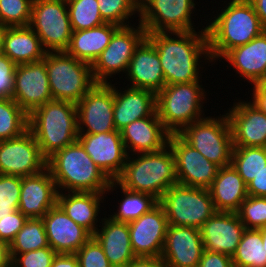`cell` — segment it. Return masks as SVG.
Listing matches in <instances>:
<instances>
[{"instance_id":"obj_1","label":"cell","mask_w":266,"mask_h":267,"mask_svg":"<svg viewBox=\"0 0 266 267\" xmlns=\"http://www.w3.org/2000/svg\"><path fill=\"white\" fill-rule=\"evenodd\" d=\"M198 30L146 34L159 55L165 85L200 81V69H203L200 63L205 60L208 64L212 63L206 27ZM202 58H205L204 61Z\"/></svg>"},{"instance_id":"obj_2","label":"cell","mask_w":266,"mask_h":267,"mask_svg":"<svg viewBox=\"0 0 266 267\" xmlns=\"http://www.w3.org/2000/svg\"><path fill=\"white\" fill-rule=\"evenodd\" d=\"M216 13L206 25L209 52L214 65L229 50L245 45L264 31L249 0H229Z\"/></svg>"},{"instance_id":"obj_3","label":"cell","mask_w":266,"mask_h":267,"mask_svg":"<svg viewBox=\"0 0 266 267\" xmlns=\"http://www.w3.org/2000/svg\"><path fill=\"white\" fill-rule=\"evenodd\" d=\"M47 168L58 192L106 193L111 183L78 140L50 156Z\"/></svg>"},{"instance_id":"obj_4","label":"cell","mask_w":266,"mask_h":267,"mask_svg":"<svg viewBox=\"0 0 266 267\" xmlns=\"http://www.w3.org/2000/svg\"><path fill=\"white\" fill-rule=\"evenodd\" d=\"M115 181L127 190L147 193L159 200L169 187L178 183L173 151L167 144L158 151L128 155Z\"/></svg>"},{"instance_id":"obj_5","label":"cell","mask_w":266,"mask_h":267,"mask_svg":"<svg viewBox=\"0 0 266 267\" xmlns=\"http://www.w3.org/2000/svg\"><path fill=\"white\" fill-rule=\"evenodd\" d=\"M28 129L48 159L56 151L75 142L79 136L76 104L52 100L28 115Z\"/></svg>"},{"instance_id":"obj_6","label":"cell","mask_w":266,"mask_h":267,"mask_svg":"<svg viewBox=\"0 0 266 267\" xmlns=\"http://www.w3.org/2000/svg\"><path fill=\"white\" fill-rule=\"evenodd\" d=\"M200 81L165 85L156 93V112L170 134L203 119L206 91Z\"/></svg>"},{"instance_id":"obj_7","label":"cell","mask_w":266,"mask_h":267,"mask_svg":"<svg viewBox=\"0 0 266 267\" xmlns=\"http://www.w3.org/2000/svg\"><path fill=\"white\" fill-rule=\"evenodd\" d=\"M46 71L53 100L77 104L96 84L92 66L66 51L47 52Z\"/></svg>"},{"instance_id":"obj_8","label":"cell","mask_w":266,"mask_h":267,"mask_svg":"<svg viewBox=\"0 0 266 267\" xmlns=\"http://www.w3.org/2000/svg\"><path fill=\"white\" fill-rule=\"evenodd\" d=\"M178 135L220 168L231 165L233 140L226 112L218 117L206 116L195 121L184 127Z\"/></svg>"},{"instance_id":"obj_9","label":"cell","mask_w":266,"mask_h":267,"mask_svg":"<svg viewBox=\"0 0 266 267\" xmlns=\"http://www.w3.org/2000/svg\"><path fill=\"white\" fill-rule=\"evenodd\" d=\"M158 203L166 214L168 225L200 229L217 212L209 189L178 183L169 187Z\"/></svg>"},{"instance_id":"obj_10","label":"cell","mask_w":266,"mask_h":267,"mask_svg":"<svg viewBox=\"0 0 266 267\" xmlns=\"http://www.w3.org/2000/svg\"><path fill=\"white\" fill-rule=\"evenodd\" d=\"M29 26L47 52L68 49L72 28L66 0H33Z\"/></svg>"},{"instance_id":"obj_11","label":"cell","mask_w":266,"mask_h":267,"mask_svg":"<svg viewBox=\"0 0 266 267\" xmlns=\"http://www.w3.org/2000/svg\"><path fill=\"white\" fill-rule=\"evenodd\" d=\"M136 27V28H135ZM146 30L138 25L120 27L112 36L110 43L92 65L96 83L110 84V78L126 74L135 49L146 38Z\"/></svg>"},{"instance_id":"obj_12","label":"cell","mask_w":266,"mask_h":267,"mask_svg":"<svg viewBox=\"0 0 266 267\" xmlns=\"http://www.w3.org/2000/svg\"><path fill=\"white\" fill-rule=\"evenodd\" d=\"M195 3V0H139L137 20L146 33L194 31L191 18Z\"/></svg>"},{"instance_id":"obj_13","label":"cell","mask_w":266,"mask_h":267,"mask_svg":"<svg viewBox=\"0 0 266 267\" xmlns=\"http://www.w3.org/2000/svg\"><path fill=\"white\" fill-rule=\"evenodd\" d=\"M114 84L96 83L76 104L79 134L116 130L113 118Z\"/></svg>"},{"instance_id":"obj_14","label":"cell","mask_w":266,"mask_h":267,"mask_svg":"<svg viewBox=\"0 0 266 267\" xmlns=\"http://www.w3.org/2000/svg\"><path fill=\"white\" fill-rule=\"evenodd\" d=\"M46 168L47 159L29 129L20 136L0 141V174L25 177Z\"/></svg>"},{"instance_id":"obj_15","label":"cell","mask_w":266,"mask_h":267,"mask_svg":"<svg viewBox=\"0 0 266 267\" xmlns=\"http://www.w3.org/2000/svg\"><path fill=\"white\" fill-rule=\"evenodd\" d=\"M168 145L175 157L178 184L209 189L220 167L206 159L178 134H170Z\"/></svg>"},{"instance_id":"obj_16","label":"cell","mask_w":266,"mask_h":267,"mask_svg":"<svg viewBox=\"0 0 266 267\" xmlns=\"http://www.w3.org/2000/svg\"><path fill=\"white\" fill-rule=\"evenodd\" d=\"M12 99L28 115L53 100L46 71V55L43 60L16 65Z\"/></svg>"},{"instance_id":"obj_17","label":"cell","mask_w":266,"mask_h":267,"mask_svg":"<svg viewBox=\"0 0 266 267\" xmlns=\"http://www.w3.org/2000/svg\"><path fill=\"white\" fill-rule=\"evenodd\" d=\"M77 140L111 181H115L119 177L128 156L120 131L79 134Z\"/></svg>"},{"instance_id":"obj_18","label":"cell","mask_w":266,"mask_h":267,"mask_svg":"<svg viewBox=\"0 0 266 267\" xmlns=\"http://www.w3.org/2000/svg\"><path fill=\"white\" fill-rule=\"evenodd\" d=\"M128 226L135 256L161 257L168 221L159 203Z\"/></svg>"},{"instance_id":"obj_19","label":"cell","mask_w":266,"mask_h":267,"mask_svg":"<svg viewBox=\"0 0 266 267\" xmlns=\"http://www.w3.org/2000/svg\"><path fill=\"white\" fill-rule=\"evenodd\" d=\"M203 251L200 229L168 225L161 255L165 267H197Z\"/></svg>"},{"instance_id":"obj_20","label":"cell","mask_w":266,"mask_h":267,"mask_svg":"<svg viewBox=\"0 0 266 267\" xmlns=\"http://www.w3.org/2000/svg\"><path fill=\"white\" fill-rule=\"evenodd\" d=\"M226 114L231 125L233 146L266 147V114L250 100L238 98Z\"/></svg>"},{"instance_id":"obj_21","label":"cell","mask_w":266,"mask_h":267,"mask_svg":"<svg viewBox=\"0 0 266 267\" xmlns=\"http://www.w3.org/2000/svg\"><path fill=\"white\" fill-rule=\"evenodd\" d=\"M245 229L236 212H215L200 228L204 250L232 257Z\"/></svg>"},{"instance_id":"obj_22","label":"cell","mask_w":266,"mask_h":267,"mask_svg":"<svg viewBox=\"0 0 266 267\" xmlns=\"http://www.w3.org/2000/svg\"><path fill=\"white\" fill-rule=\"evenodd\" d=\"M47 241L56 253L75 254L92 235L56 204L42 217Z\"/></svg>"},{"instance_id":"obj_23","label":"cell","mask_w":266,"mask_h":267,"mask_svg":"<svg viewBox=\"0 0 266 267\" xmlns=\"http://www.w3.org/2000/svg\"><path fill=\"white\" fill-rule=\"evenodd\" d=\"M58 189L48 168L22 177L18 210L28 219L42 218L57 204Z\"/></svg>"},{"instance_id":"obj_24","label":"cell","mask_w":266,"mask_h":267,"mask_svg":"<svg viewBox=\"0 0 266 267\" xmlns=\"http://www.w3.org/2000/svg\"><path fill=\"white\" fill-rule=\"evenodd\" d=\"M125 79L130 82L129 87L148 89L154 93L165 86L159 55L155 46L147 38L135 49Z\"/></svg>"},{"instance_id":"obj_25","label":"cell","mask_w":266,"mask_h":267,"mask_svg":"<svg viewBox=\"0 0 266 267\" xmlns=\"http://www.w3.org/2000/svg\"><path fill=\"white\" fill-rule=\"evenodd\" d=\"M115 85L113 118L116 130L121 131L135 120L152 116L156 112V93L153 91L132 88L128 84L125 89H118Z\"/></svg>"},{"instance_id":"obj_26","label":"cell","mask_w":266,"mask_h":267,"mask_svg":"<svg viewBox=\"0 0 266 267\" xmlns=\"http://www.w3.org/2000/svg\"><path fill=\"white\" fill-rule=\"evenodd\" d=\"M120 132L128 155L158 151L168 144L170 136L157 112L135 120Z\"/></svg>"},{"instance_id":"obj_27","label":"cell","mask_w":266,"mask_h":267,"mask_svg":"<svg viewBox=\"0 0 266 267\" xmlns=\"http://www.w3.org/2000/svg\"><path fill=\"white\" fill-rule=\"evenodd\" d=\"M222 59L235 69L238 77L255 85L266 71V30L245 45L229 50Z\"/></svg>"},{"instance_id":"obj_28","label":"cell","mask_w":266,"mask_h":267,"mask_svg":"<svg viewBox=\"0 0 266 267\" xmlns=\"http://www.w3.org/2000/svg\"><path fill=\"white\" fill-rule=\"evenodd\" d=\"M92 235L104 250L113 267H126L136 256L131 246L128 223L118 222L104 216Z\"/></svg>"},{"instance_id":"obj_29","label":"cell","mask_w":266,"mask_h":267,"mask_svg":"<svg viewBox=\"0 0 266 267\" xmlns=\"http://www.w3.org/2000/svg\"><path fill=\"white\" fill-rule=\"evenodd\" d=\"M104 196H106L105 193L58 192L57 204L68 217L93 235L99 227L97 222L102 220L98 217L101 203H104Z\"/></svg>"},{"instance_id":"obj_30","label":"cell","mask_w":266,"mask_h":267,"mask_svg":"<svg viewBox=\"0 0 266 267\" xmlns=\"http://www.w3.org/2000/svg\"><path fill=\"white\" fill-rule=\"evenodd\" d=\"M216 211L237 212L249 196L247 184L232 165L221 167L209 188Z\"/></svg>"},{"instance_id":"obj_31","label":"cell","mask_w":266,"mask_h":267,"mask_svg":"<svg viewBox=\"0 0 266 267\" xmlns=\"http://www.w3.org/2000/svg\"><path fill=\"white\" fill-rule=\"evenodd\" d=\"M119 28V25L104 23L90 29L72 31L70 45L66 52L92 66Z\"/></svg>"},{"instance_id":"obj_32","label":"cell","mask_w":266,"mask_h":267,"mask_svg":"<svg viewBox=\"0 0 266 267\" xmlns=\"http://www.w3.org/2000/svg\"><path fill=\"white\" fill-rule=\"evenodd\" d=\"M47 51L30 26L7 27L3 54L16 65L43 60Z\"/></svg>"},{"instance_id":"obj_33","label":"cell","mask_w":266,"mask_h":267,"mask_svg":"<svg viewBox=\"0 0 266 267\" xmlns=\"http://www.w3.org/2000/svg\"><path fill=\"white\" fill-rule=\"evenodd\" d=\"M121 189L123 198L117 203V211L113 212L112 215H108L111 219L118 222L129 223L133 220L138 219L143 214L149 212L158 204V199L153 195L141 192H133L120 186L116 181H111L106 194L113 192L115 189Z\"/></svg>"},{"instance_id":"obj_34","label":"cell","mask_w":266,"mask_h":267,"mask_svg":"<svg viewBox=\"0 0 266 267\" xmlns=\"http://www.w3.org/2000/svg\"><path fill=\"white\" fill-rule=\"evenodd\" d=\"M234 267H266V250L259 229H245L235 253Z\"/></svg>"},{"instance_id":"obj_35","label":"cell","mask_w":266,"mask_h":267,"mask_svg":"<svg viewBox=\"0 0 266 267\" xmlns=\"http://www.w3.org/2000/svg\"><path fill=\"white\" fill-rule=\"evenodd\" d=\"M231 165L248 184L266 166V147L233 146Z\"/></svg>"},{"instance_id":"obj_36","label":"cell","mask_w":266,"mask_h":267,"mask_svg":"<svg viewBox=\"0 0 266 267\" xmlns=\"http://www.w3.org/2000/svg\"><path fill=\"white\" fill-rule=\"evenodd\" d=\"M49 247L42 218H31L10 243L11 260L18 254Z\"/></svg>"},{"instance_id":"obj_37","label":"cell","mask_w":266,"mask_h":267,"mask_svg":"<svg viewBox=\"0 0 266 267\" xmlns=\"http://www.w3.org/2000/svg\"><path fill=\"white\" fill-rule=\"evenodd\" d=\"M27 129L28 114L12 98H0V141L20 136Z\"/></svg>"},{"instance_id":"obj_38","label":"cell","mask_w":266,"mask_h":267,"mask_svg":"<svg viewBox=\"0 0 266 267\" xmlns=\"http://www.w3.org/2000/svg\"><path fill=\"white\" fill-rule=\"evenodd\" d=\"M72 31L90 29L106 23L97 0H66Z\"/></svg>"},{"instance_id":"obj_39","label":"cell","mask_w":266,"mask_h":267,"mask_svg":"<svg viewBox=\"0 0 266 267\" xmlns=\"http://www.w3.org/2000/svg\"><path fill=\"white\" fill-rule=\"evenodd\" d=\"M97 2L100 15L106 23L126 27L132 25L129 18L134 19L136 13L139 17V0H97Z\"/></svg>"},{"instance_id":"obj_40","label":"cell","mask_w":266,"mask_h":267,"mask_svg":"<svg viewBox=\"0 0 266 267\" xmlns=\"http://www.w3.org/2000/svg\"><path fill=\"white\" fill-rule=\"evenodd\" d=\"M33 0H0V24L6 27L29 26Z\"/></svg>"},{"instance_id":"obj_41","label":"cell","mask_w":266,"mask_h":267,"mask_svg":"<svg viewBox=\"0 0 266 267\" xmlns=\"http://www.w3.org/2000/svg\"><path fill=\"white\" fill-rule=\"evenodd\" d=\"M236 213L246 229L266 227V197L248 196Z\"/></svg>"},{"instance_id":"obj_42","label":"cell","mask_w":266,"mask_h":267,"mask_svg":"<svg viewBox=\"0 0 266 267\" xmlns=\"http://www.w3.org/2000/svg\"><path fill=\"white\" fill-rule=\"evenodd\" d=\"M22 177L0 174V219L18 210Z\"/></svg>"},{"instance_id":"obj_43","label":"cell","mask_w":266,"mask_h":267,"mask_svg":"<svg viewBox=\"0 0 266 267\" xmlns=\"http://www.w3.org/2000/svg\"><path fill=\"white\" fill-rule=\"evenodd\" d=\"M79 267H113L98 241L92 236L76 253Z\"/></svg>"},{"instance_id":"obj_44","label":"cell","mask_w":266,"mask_h":267,"mask_svg":"<svg viewBox=\"0 0 266 267\" xmlns=\"http://www.w3.org/2000/svg\"><path fill=\"white\" fill-rule=\"evenodd\" d=\"M56 252L49 246L16 255L12 267H51Z\"/></svg>"},{"instance_id":"obj_45","label":"cell","mask_w":266,"mask_h":267,"mask_svg":"<svg viewBox=\"0 0 266 267\" xmlns=\"http://www.w3.org/2000/svg\"><path fill=\"white\" fill-rule=\"evenodd\" d=\"M27 220L28 218L19 210L1 218L0 239L6 241L10 245Z\"/></svg>"},{"instance_id":"obj_46","label":"cell","mask_w":266,"mask_h":267,"mask_svg":"<svg viewBox=\"0 0 266 267\" xmlns=\"http://www.w3.org/2000/svg\"><path fill=\"white\" fill-rule=\"evenodd\" d=\"M16 64L6 55H0V98H12Z\"/></svg>"},{"instance_id":"obj_47","label":"cell","mask_w":266,"mask_h":267,"mask_svg":"<svg viewBox=\"0 0 266 267\" xmlns=\"http://www.w3.org/2000/svg\"><path fill=\"white\" fill-rule=\"evenodd\" d=\"M197 267H234L231 256L204 250Z\"/></svg>"},{"instance_id":"obj_48","label":"cell","mask_w":266,"mask_h":267,"mask_svg":"<svg viewBox=\"0 0 266 267\" xmlns=\"http://www.w3.org/2000/svg\"><path fill=\"white\" fill-rule=\"evenodd\" d=\"M249 196L266 197V166L247 184Z\"/></svg>"},{"instance_id":"obj_49","label":"cell","mask_w":266,"mask_h":267,"mask_svg":"<svg viewBox=\"0 0 266 267\" xmlns=\"http://www.w3.org/2000/svg\"><path fill=\"white\" fill-rule=\"evenodd\" d=\"M126 267H165L161 257L136 256Z\"/></svg>"},{"instance_id":"obj_50","label":"cell","mask_w":266,"mask_h":267,"mask_svg":"<svg viewBox=\"0 0 266 267\" xmlns=\"http://www.w3.org/2000/svg\"><path fill=\"white\" fill-rule=\"evenodd\" d=\"M51 267H79L75 254L57 253Z\"/></svg>"},{"instance_id":"obj_51","label":"cell","mask_w":266,"mask_h":267,"mask_svg":"<svg viewBox=\"0 0 266 267\" xmlns=\"http://www.w3.org/2000/svg\"><path fill=\"white\" fill-rule=\"evenodd\" d=\"M252 88L253 93L250 102L266 114V91L261 90L256 84Z\"/></svg>"},{"instance_id":"obj_52","label":"cell","mask_w":266,"mask_h":267,"mask_svg":"<svg viewBox=\"0 0 266 267\" xmlns=\"http://www.w3.org/2000/svg\"><path fill=\"white\" fill-rule=\"evenodd\" d=\"M259 17L260 23L264 30H266V0H249Z\"/></svg>"},{"instance_id":"obj_53","label":"cell","mask_w":266,"mask_h":267,"mask_svg":"<svg viewBox=\"0 0 266 267\" xmlns=\"http://www.w3.org/2000/svg\"><path fill=\"white\" fill-rule=\"evenodd\" d=\"M0 267H11L10 245L0 239Z\"/></svg>"},{"instance_id":"obj_54","label":"cell","mask_w":266,"mask_h":267,"mask_svg":"<svg viewBox=\"0 0 266 267\" xmlns=\"http://www.w3.org/2000/svg\"><path fill=\"white\" fill-rule=\"evenodd\" d=\"M6 26L0 24V55L3 54L4 36L6 33Z\"/></svg>"},{"instance_id":"obj_55","label":"cell","mask_w":266,"mask_h":267,"mask_svg":"<svg viewBox=\"0 0 266 267\" xmlns=\"http://www.w3.org/2000/svg\"><path fill=\"white\" fill-rule=\"evenodd\" d=\"M256 85L261 89L266 91V71L263 77L256 83Z\"/></svg>"},{"instance_id":"obj_56","label":"cell","mask_w":266,"mask_h":267,"mask_svg":"<svg viewBox=\"0 0 266 267\" xmlns=\"http://www.w3.org/2000/svg\"><path fill=\"white\" fill-rule=\"evenodd\" d=\"M262 236L263 248L266 250V227L259 229Z\"/></svg>"}]
</instances>
